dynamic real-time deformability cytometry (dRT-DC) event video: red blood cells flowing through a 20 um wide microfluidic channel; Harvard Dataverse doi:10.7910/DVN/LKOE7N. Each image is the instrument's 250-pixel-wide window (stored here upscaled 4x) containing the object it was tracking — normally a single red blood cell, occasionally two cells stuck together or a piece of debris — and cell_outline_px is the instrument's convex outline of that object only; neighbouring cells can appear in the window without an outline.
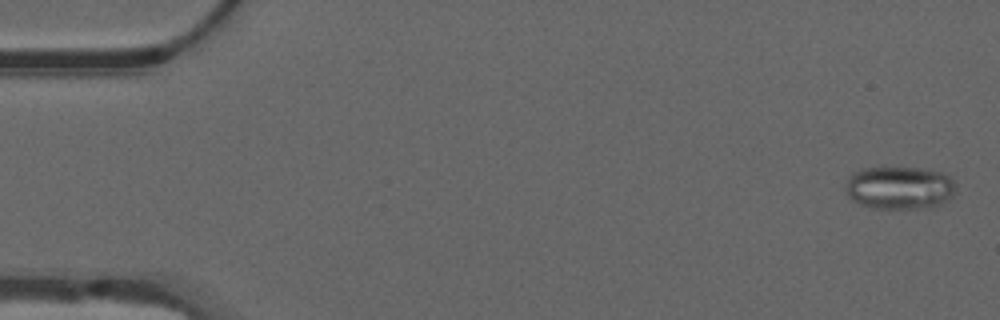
{"species": "common noctule bat (a hibernating species)", "species_latin": "Nyctalus noctula", "temperature_condition": "warm", "stored_images_in_passage": 54, "camera_frame_rate_fps": 3000, "um_per_image_px": 0.085, "animal": {"sex": "male", "forearm_length_mm": 52.5}, "frame": {"image": 1, "passage_image": 2, "time_ms": 0.333, "image_size_px": [1000, 320], "cell_outline_px": [[956, 192], [952, 196], [940, 204], [932, 208], [872, 208], [860, 204], [852, 200], [848, 196], [844, 188], [848, 176], [852, 172], [860, 168], [884, 164], [920, 168], [944, 172], [956, 184]], "centroid_in_image_um": [76.41, 15.9], "position_along_channel_um": 8.6, "area_um2": 28.84}}
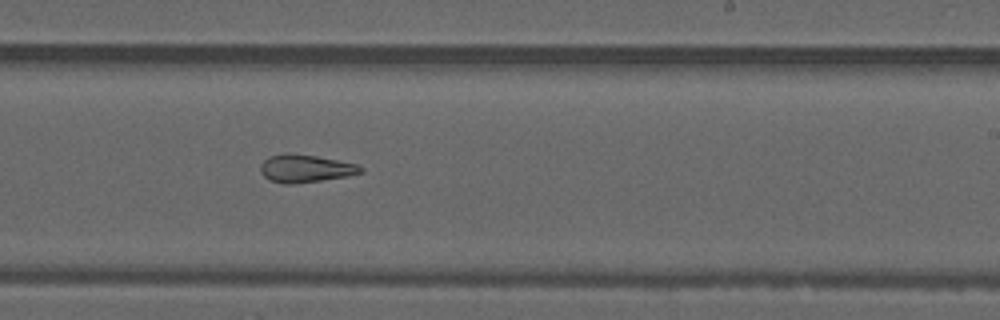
{"frame": {"image": 2, "passage_image": 33, "time_ms": 10.667, "image_size_px": [1000, 320], "cell_outline_px": [[364, 172], [348, 176], [292, 184], [284, 184], [268, 180], [260, 172], [260, 164], [268, 156], [284, 152], [292, 152], [316, 156], [356, 164], [364, 168]], "centroid_in_image_um": [25.91, 14.31], "position_along_channel_um": 263.1, "area_um2": 16.42}}
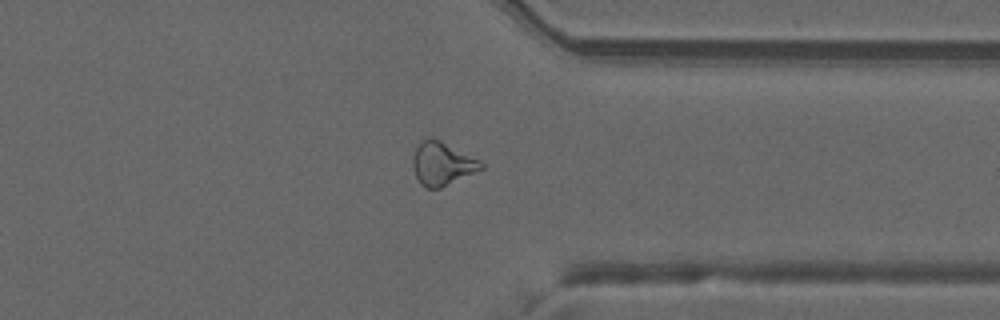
{"frame": {"image": 3, "passage_image": 42, "time_ms": 13.667, "image_size_px": [1000, 320], "cell_outline_px": [[484, 168], [440, 188], [428, 188], [420, 184], [416, 176], [412, 164], [412, 160], [416, 148], [420, 140], [432, 136], [480, 160], [484, 164]], "centroid_in_image_um": [37.57, 13.89], "position_along_channel_um": 373.8, "area_um2": 17.17}, "authors_computed_cell_mechanics": {"area_um2": 19.5075, "velocity_mm_per_s": 3.8008, "shape_relaxation_time_tau1_ms": null, "shape_relaxation_time_tau2_ms": 3.6313, "deformation_change_tau1": null, "deformation_change_tau2": 0.1325}}